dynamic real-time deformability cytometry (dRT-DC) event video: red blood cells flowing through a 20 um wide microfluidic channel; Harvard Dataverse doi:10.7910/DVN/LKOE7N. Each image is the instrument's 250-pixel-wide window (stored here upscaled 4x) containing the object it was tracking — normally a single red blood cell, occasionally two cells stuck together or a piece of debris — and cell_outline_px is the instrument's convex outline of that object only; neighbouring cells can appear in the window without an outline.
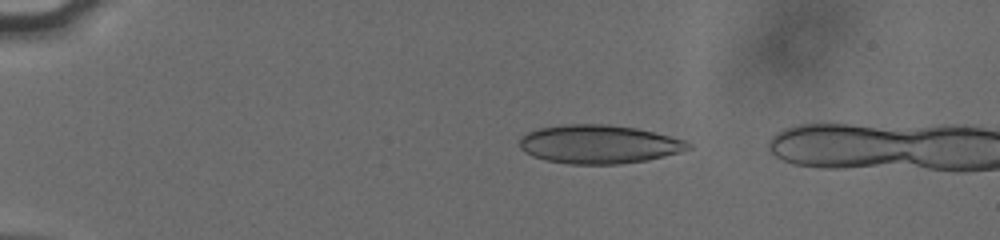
{"species": "human", "species_latin": "Homo sapiens", "temperature_condition": "cold", "stored_images_in_passage": 13, "camera_frame_rate_fps": 3000, "um_per_image_px": 0.085, "donor": {"sex": "male"}, "frame": {"image": 1, "passage_image": 10, "time_ms": 3.0, "image_size_px": [1000, 240], "cell_outline_px": [[692, 148], [644, 160], [620, 164], [568, 164], [548, 160], [532, 156], [520, 148], [520, 140], [528, 132], [540, 128], [564, 124], [608, 124], [636, 128], [684, 140], [692, 144]], "centroid_in_image_um": [50.87, 12.25], "position_along_channel_um": 34.1, "area_um2": 37.4}}